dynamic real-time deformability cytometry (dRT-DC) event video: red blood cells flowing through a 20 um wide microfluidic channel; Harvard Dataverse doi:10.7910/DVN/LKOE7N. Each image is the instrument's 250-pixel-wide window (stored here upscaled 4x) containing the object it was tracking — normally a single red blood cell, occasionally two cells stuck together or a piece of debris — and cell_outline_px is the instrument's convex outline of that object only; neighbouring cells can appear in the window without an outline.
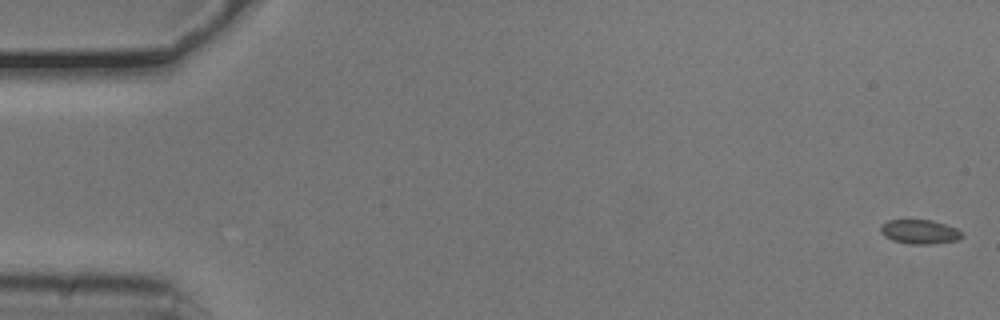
{"species": "common noctule bat (a hibernating species)", "species_latin": "Nyctalus noctula", "temperature_condition": "cold", "stored_images_in_passage": 54, "camera_frame_rate_fps": 3000, "um_per_image_px": 0.085, "animal": {"sex": "male", "body_mass_g": 20.5, "forearm_length_mm": 52.5}, "frame": {"image": 1, "passage_image": 1, "time_ms": 0.0, "image_size_px": [1000, 320], "cell_outline_px": [[964, 236], [956, 240], [932, 244], [908, 244], [892, 240], [884, 236], [880, 232], [880, 224], [888, 220], [932, 220], [956, 228]], "centroid_in_image_um": [78.12, 19.7], "position_along_channel_um": 6.9, "area_um2": 11.5}}
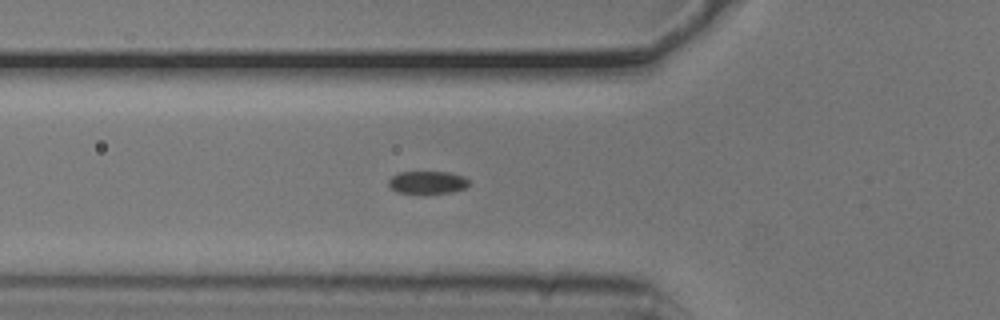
{"frame": {"image": 2, "passage_image": 19, "time_ms": 6.0, "image_size_px": [1000, 320], "cell_outline_px": [[468, 184], [464, 188], [452, 192], [396, 192], [388, 184], [388, 180], [396, 172], [448, 172], [464, 176], [468, 180]], "centroid_in_image_um": [36.31, 15.47], "position_along_channel_um": 89.5, "area_um2": 10.35}}
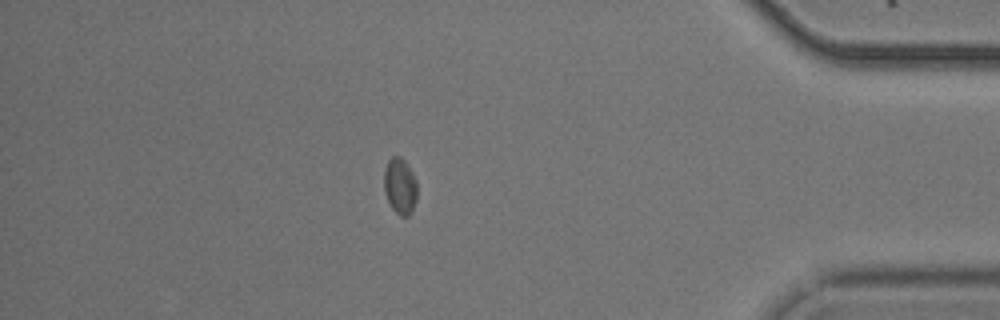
{"frame": {"image": 3, "passage_image": 47, "time_ms": 15.333, "image_size_px": [1000, 320], "cell_outline_px": [[416, 200], [412, 212], [408, 216], [400, 216], [392, 208], [384, 192], [384, 168], [388, 160], [392, 156], [400, 156], [404, 160], [412, 172], [416, 180]], "centroid_in_image_um": [33.99, 15.81], "position_along_channel_um": 401.2, "area_um2": 10.87}}